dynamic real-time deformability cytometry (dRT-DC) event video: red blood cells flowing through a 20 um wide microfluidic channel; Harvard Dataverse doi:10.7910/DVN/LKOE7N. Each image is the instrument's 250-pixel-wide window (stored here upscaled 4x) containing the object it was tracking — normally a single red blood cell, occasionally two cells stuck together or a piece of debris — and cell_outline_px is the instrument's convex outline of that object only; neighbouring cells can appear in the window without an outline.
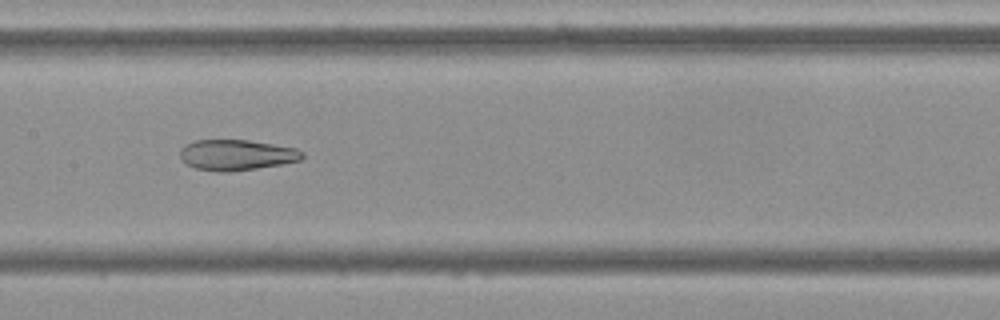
{"species": "Egyptian fruit bat (a non-hibernating species)", "species_latin": "Rousettus aegyptiacus", "temperature_condition": "cold", "stored_images_in_passage": 54, "camera_frame_rate_fps": 3000, "um_per_image_px": 0.085, "frame": {"image": 1, "passage_image": 26, "time_ms": 8.333, "image_size_px": [1000, 320], "cell_outline_px": [[304, 156], [300, 160], [280, 164], [256, 168], [228, 172], [216, 172], [196, 168], [188, 164], [180, 156], [180, 148], [184, 144], [196, 140], [248, 140], [296, 148], [304, 152]], "centroid_in_image_um": [20.09, 13.16], "position_along_channel_um": 187.3, "area_um2": 21.73}}
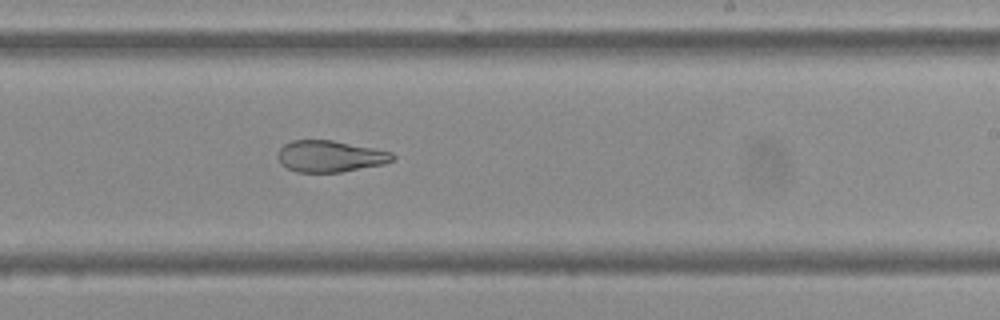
{"frame": {"image": 2, "passage_image": 32, "time_ms": 10.333, "image_size_px": [1000, 320], "cell_outline_px": [[396, 160], [384, 164], [340, 172], [296, 172], [280, 164], [276, 156], [276, 152], [284, 144], [292, 140], [332, 140], [392, 152], [396, 156]], "centroid_in_image_um": [28.03, 13.28], "position_along_channel_um": 261.0, "area_um2": 21.21}}
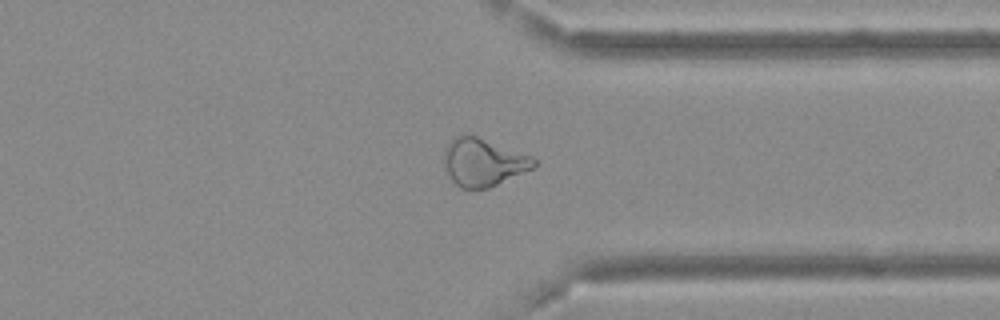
{"frame": {"image": 3, "passage_image": 41, "time_ms": 13.333, "image_size_px": [1000, 320], "cell_outline_px": [[536, 164], [532, 168], [488, 188], [460, 188], [444, 172], [444, 152], [448, 144], [456, 136], [476, 136], [532, 156], [536, 160]], "centroid_in_image_um": [41.04, 13.8], "position_along_channel_um": 370.4, "area_um2": 24.57}, "authors_computed_cell_mechanics": {"area_um2": 27.4261, "velocity_mm_per_s": 3.693, "shape_relaxation_time_tau1_ms": null, "shape_relaxation_time_tau2_ms": 2.7785, "deformation_change_tau1": null, "deformation_change_tau2": 0.094}}